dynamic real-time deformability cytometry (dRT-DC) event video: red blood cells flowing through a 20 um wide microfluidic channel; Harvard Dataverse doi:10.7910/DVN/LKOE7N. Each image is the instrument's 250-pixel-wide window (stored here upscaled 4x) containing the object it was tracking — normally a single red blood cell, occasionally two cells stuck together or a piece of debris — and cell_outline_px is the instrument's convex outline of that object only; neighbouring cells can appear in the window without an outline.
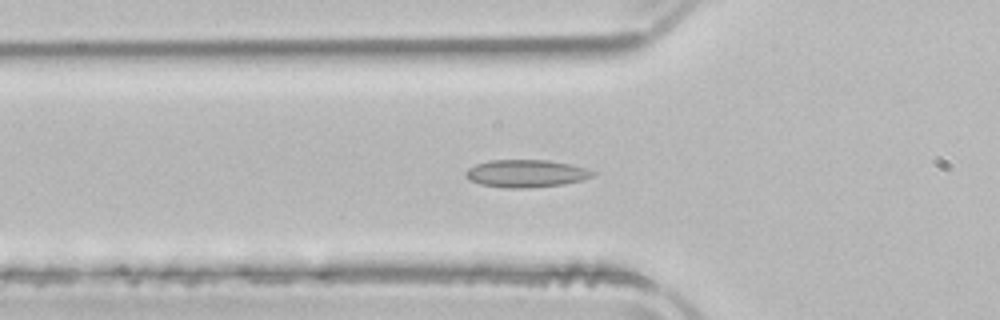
{"species": "common noctule bat (a hibernating species)", "species_latin": "Nyctalus noctula", "temperature_condition": "room temperature", "stored_images_in_passage": 52, "camera_frame_rate_fps": 3000, "um_per_image_px": 0.085, "animal": {"sex": "male", "body_mass_g": 21.5, "forearm_length_mm": 52.0}, "frame": {"image": 1, "passage_image": 18, "time_ms": 5.667, "image_size_px": [1000, 320], "cell_outline_px": [[596, 176], [584, 180], [564, 184], [532, 188], [504, 188], [480, 184], [468, 180], [464, 176], [464, 172], [468, 168], [476, 164], [488, 160], [548, 160], [588, 168], [596, 172]], "centroid_in_image_um": [44.72, 14.75], "position_along_channel_um": 81.1, "area_um2": 20.81}}
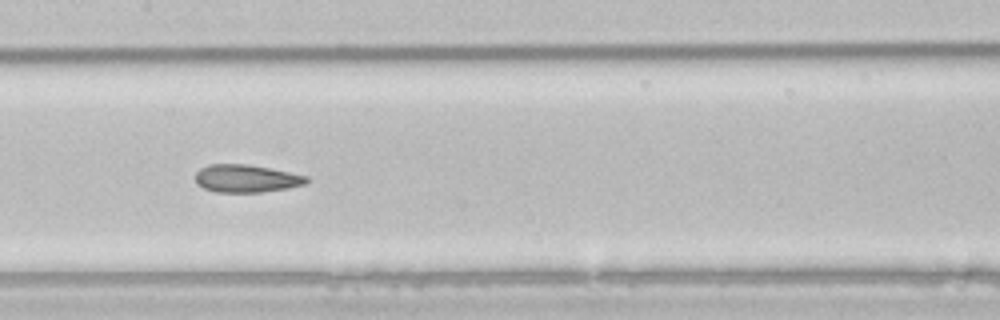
{"frame": {"image": 2, "passage_image": 26, "time_ms": 8.333, "image_size_px": [1000, 320], "cell_outline_px": [[308, 180], [304, 184], [288, 188], [264, 192], [216, 192], [204, 188], [196, 184], [196, 172], [200, 168], [208, 164], [248, 164], [308, 176]], "centroid_in_image_um": [20.9, 15.17], "position_along_channel_um": 186.5, "area_um2": 17.92}}
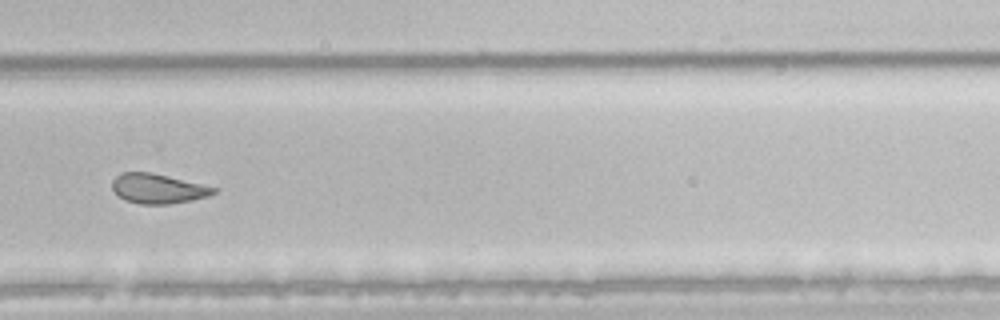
{"frame": {"image": 3, "passage_image": 36, "time_ms": 11.667, "image_size_px": [1000, 320], "cell_outline_px": [[216, 192], [208, 196], [192, 200], [168, 204], [140, 204], [128, 200], [120, 196], [112, 188], [112, 180], [120, 172], [148, 172], [168, 176], [216, 188]], "centroid_in_image_um": [13.4, 16.03], "position_along_channel_um": 316.4, "area_um2": 17.22}, "authors_computed_cell_mechanics": {"area_um2": 20.6635, "velocity_mm_per_s": 3.916, "shape_relaxation_time_tau1_ms": null, "shape_relaxation_time_tau2_ms": 2.6419, "deformation_change_tau1": null, "deformation_change_tau2": 0.0811}}